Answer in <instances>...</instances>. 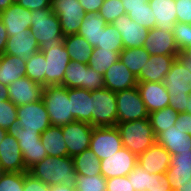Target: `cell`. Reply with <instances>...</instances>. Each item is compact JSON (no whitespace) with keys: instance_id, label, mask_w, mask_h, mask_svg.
Segmentation results:
<instances>
[{"instance_id":"6da1fadb","label":"cell","mask_w":191,"mask_h":191,"mask_svg":"<svg viewBox=\"0 0 191 191\" xmlns=\"http://www.w3.org/2000/svg\"><path fill=\"white\" fill-rule=\"evenodd\" d=\"M28 172L49 186L62 184L74 187L78 175L75 171L73 158L70 156H46L31 167Z\"/></svg>"},{"instance_id":"7a4b0ae2","label":"cell","mask_w":191,"mask_h":191,"mask_svg":"<svg viewBox=\"0 0 191 191\" xmlns=\"http://www.w3.org/2000/svg\"><path fill=\"white\" fill-rule=\"evenodd\" d=\"M31 33L39 44V51H48L63 42L58 16L52 8L32 10Z\"/></svg>"},{"instance_id":"3957f363","label":"cell","mask_w":191,"mask_h":191,"mask_svg":"<svg viewBox=\"0 0 191 191\" xmlns=\"http://www.w3.org/2000/svg\"><path fill=\"white\" fill-rule=\"evenodd\" d=\"M169 93V106L178 113L186 111L191 94V66L183 65L177 58L164 78Z\"/></svg>"},{"instance_id":"277c9868","label":"cell","mask_w":191,"mask_h":191,"mask_svg":"<svg viewBox=\"0 0 191 191\" xmlns=\"http://www.w3.org/2000/svg\"><path fill=\"white\" fill-rule=\"evenodd\" d=\"M116 128L119 130L123 147L137 156L156 143V136L149 118L117 122Z\"/></svg>"},{"instance_id":"5b68a950","label":"cell","mask_w":191,"mask_h":191,"mask_svg":"<svg viewBox=\"0 0 191 191\" xmlns=\"http://www.w3.org/2000/svg\"><path fill=\"white\" fill-rule=\"evenodd\" d=\"M42 100L52 126L63 127L72 123L73 119L68 97V88L62 85L44 86Z\"/></svg>"},{"instance_id":"8992f818","label":"cell","mask_w":191,"mask_h":191,"mask_svg":"<svg viewBox=\"0 0 191 191\" xmlns=\"http://www.w3.org/2000/svg\"><path fill=\"white\" fill-rule=\"evenodd\" d=\"M7 133L18 141L27 170L47 156V152L41 143V133L25 130L18 119L10 125Z\"/></svg>"},{"instance_id":"52a82bcc","label":"cell","mask_w":191,"mask_h":191,"mask_svg":"<svg viewBox=\"0 0 191 191\" xmlns=\"http://www.w3.org/2000/svg\"><path fill=\"white\" fill-rule=\"evenodd\" d=\"M93 127L116 126L118 122L116 93L103 88L91 91Z\"/></svg>"},{"instance_id":"ba28073f","label":"cell","mask_w":191,"mask_h":191,"mask_svg":"<svg viewBox=\"0 0 191 191\" xmlns=\"http://www.w3.org/2000/svg\"><path fill=\"white\" fill-rule=\"evenodd\" d=\"M116 104L118 122H131L149 117L137 86L116 92Z\"/></svg>"},{"instance_id":"9c48e42d","label":"cell","mask_w":191,"mask_h":191,"mask_svg":"<svg viewBox=\"0 0 191 191\" xmlns=\"http://www.w3.org/2000/svg\"><path fill=\"white\" fill-rule=\"evenodd\" d=\"M123 148L116 126L93 127L90 150L99 160L107 159Z\"/></svg>"},{"instance_id":"30bf717a","label":"cell","mask_w":191,"mask_h":191,"mask_svg":"<svg viewBox=\"0 0 191 191\" xmlns=\"http://www.w3.org/2000/svg\"><path fill=\"white\" fill-rule=\"evenodd\" d=\"M52 11L58 16L64 36L77 34L86 14L78 0H52Z\"/></svg>"},{"instance_id":"8fae6325","label":"cell","mask_w":191,"mask_h":191,"mask_svg":"<svg viewBox=\"0 0 191 191\" xmlns=\"http://www.w3.org/2000/svg\"><path fill=\"white\" fill-rule=\"evenodd\" d=\"M17 119L27 131L43 133L51 126L49 114L42 99L17 107Z\"/></svg>"},{"instance_id":"7c38bea8","label":"cell","mask_w":191,"mask_h":191,"mask_svg":"<svg viewBox=\"0 0 191 191\" xmlns=\"http://www.w3.org/2000/svg\"><path fill=\"white\" fill-rule=\"evenodd\" d=\"M93 126L86 122L74 121L62 127L68 156L74 157L90 148Z\"/></svg>"},{"instance_id":"4fadbf2b","label":"cell","mask_w":191,"mask_h":191,"mask_svg":"<svg viewBox=\"0 0 191 191\" xmlns=\"http://www.w3.org/2000/svg\"><path fill=\"white\" fill-rule=\"evenodd\" d=\"M43 52L46 59L45 86L62 85L65 70L71 61L64 43Z\"/></svg>"},{"instance_id":"5bb4252c","label":"cell","mask_w":191,"mask_h":191,"mask_svg":"<svg viewBox=\"0 0 191 191\" xmlns=\"http://www.w3.org/2000/svg\"><path fill=\"white\" fill-rule=\"evenodd\" d=\"M101 175L106 178L127 176L138 164V156L122 148L107 159L100 160Z\"/></svg>"},{"instance_id":"9a60e30c","label":"cell","mask_w":191,"mask_h":191,"mask_svg":"<svg viewBox=\"0 0 191 191\" xmlns=\"http://www.w3.org/2000/svg\"><path fill=\"white\" fill-rule=\"evenodd\" d=\"M43 86L28 77H22L8 85L9 100L17 107L42 99Z\"/></svg>"},{"instance_id":"2e32d148","label":"cell","mask_w":191,"mask_h":191,"mask_svg":"<svg viewBox=\"0 0 191 191\" xmlns=\"http://www.w3.org/2000/svg\"><path fill=\"white\" fill-rule=\"evenodd\" d=\"M121 33L124 48L143 47L149 30L138 25L127 14H123L112 23Z\"/></svg>"},{"instance_id":"e0dca14e","label":"cell","mask_w":191,"mask_h":191,"mask_svg":"<svg viewBox=\"0 0 191 191\" xmlns=\"http://www.w3.org/2000/svg\"><path fill=\"white\" fill-rule=\"evenodd\" d=\"M143 48L150 55H179L173 32L160 28L149 29Z\"/></svg>"},{"instance_id":"ac0fdd59","label":"cell","mask_w":191,"mask_h":191,"mask_svg":"<svg viewBox=\"0 0 191 191\" xmlns=\"http://www.w3.org/2000/svg\"><path fill=\"white\" fill-rule=\"evenodd\" d=\"M0 167L4 172H28L15 137L5 135L0 142Z\"/></svg>"},{"instance_id":"d6986e66","label":"cell","mask_w":191,"mask_h":191,"mask_svg":"<svg viewBox=\"0 0 191 191\" xmlns=\"http://www.w3.org/2000/svg\"><path fill=\"white\" fill-rule=\"evenodd\" d=\"M137 89L148 113L169 106V93L163 82H138Z\"/></svg>"},{"instance_id":"ffe728a7","label":"cell","mask_w":191,"mask_h":191,"mask_svg":"<svg viewBox=\"0 0 191 191\" xmlns=\"http://www.w3.org/2000/svg\"><path fill=\"white\" fill-rule=\"evenodd\" d=\"M171 154L155 143L138 156V165L149 174H165L171 164Z\"/></svg>"},{"instance_id":"44dd1931","label":"cell","mask_w":191,"mask_h":191,"mask_svg":"<svg viewBox=\"0 0 191 191\" xmlns=\"http://www.w3.org/2000/svg\"><path fill=\"white\" fill-rule=\"evenodd\" d=\"M8 36H15L19 33H25V30L31 28V11L23 8L18 3H13L7 9L0 13Z\"/></svg>"},{"instance_id":"7402d4cb","label":"cell","mask_w":191,"mask_h":191,"mask_svg":"<svg viewBox=\"0 0 191 191\" xmlns=\"http://www.w3.org/2000/svg\"><path fill=\"white\" fill-rule=\"evenodd\" d=\"M127 176L135 191H169L172 189L166 174H149L138 164Z\"/></svg>"},{"instance_id":"603a6c76","label":"cell","mask_w":191,"mask_h":191,"mask_svg":"<svg viewBox=\"0 0 191 191\" xmlns=\"http://www.w3.org/2000/svg\"><path fill=\"white\" fill-rule=\"evenodd\" d=\"M103 78L105 83L104 88L115 93L134 88L138 84L136 75L119 60L106 70Z\"/></svg>"},{"instance_id":"cb8c5ba5","label":"cell","mask_w":191,"mask_h":191,"mask_svg":"<svg viewBox=\"0 0 191 191\" xmlns=\"http://www.w3.org/2000/svg\"><path fill=\"white\" fill-rule=\"evenodd\" d=\"M178 55H150L137 76L138 82H163Z\"/></svg>"},{"instance_id":"d4e9b609","label":"cell","mask_w":191,"mask_h":191,"mask_svg":"<svg viewBox=\"0 0 191 191\" xmlns=\"http://www.w3.org/2000/svg\"><path fill=\"white\" fill-rule=\"evenodd\" d=\"M156 143L163 146L171 155L191 152V135L175 125L161 132L156 137Z\"/></svg>"},{"instance_id":"484cf974","label":"cell","mask_w":191,"mask_h":191,"mask_svg":"<svg viewBox=\"0 0 191 191\" xmlns=\"http://www.w3.org/2000/svg\"><path fill=\"white\" fill-rule=\"evenodd\" d=\"M39 51V44L31 33V29L25 33L9 36L3 54L18 56L27 62L32 55Z\"/></svg>"},{"instance_id":"4316f807","label":"cell","mask_w":191,"mask_h":191,"mask_svg":"<svg viewBox=\"0 0 191 191\" xmlns=\"http://www.w3.org/2000/svg\"><path fill=\"white\" fill-rule=\"evenodd\" d=\"M71 113L75 121L92 122V94L81 88H68Z\"/></svg>"},{"instance_id":"83f0119b","label":"cell","mask_w":191,"mask_h":191,"mask_svg":"<svg viewBox=\"0 0 191 191\" xmlns=\"http://www.w3.org/2000/svg\"><path fill=\"white\" fill-rule=\"evenodd\" d=\"M149 5L156 17L155 27L173 32L177 23L175 0H149Z\"/></svg>"},{"instance_id":"f1b7e54d","label":"cell","mask_w":191,"mask_h":191,"mask_svg":"<svg viewBox=\"0 0 191 191\" xmlns=\"http://www.w3.org/2000/svg\"><path fill=\"white\" fill-rule=\"evenodd\" d=\"M165 174L174 190L175 183L191 182V152L172 155L170 167Z\"/></svg>"},{"instance_id":"f546056e","label":"cell","mask_w":191,"mask_h":191,"mask_svg":"<svg viewBox=\"0 0 191 191\" xmlns=\"http://www.w3.org/2000/svg\"><path fill=\"white\" fill-rule=\"evenodd\" d=\"M22 77H26V62L18 56L0 55V83L8 86Z\"/></svg>"},{"instance_id":"4dcf8cb0","label":"cell","mask_w":191,"mask_h":191,"mask_svg":"<svg viewBox=\"0 0 191 191\" xmlns=\"http://www.w3.org/2000/svg\"><path fill=\"white\" fill-rule=\"evenodd\" d=\"M107 22L95 12H87L81 22L78 35L85 38L92 48L100 44L101 31H104Z\"/></svg>"},{"instance_id":"1f68e13d","label":"cell","mask_w":191,"mask_h":191,"mask_svg":"<svg viewBox=\"0 0 191 191\" xmlns=\"http://www.w3.org/2000/svg\"><path fill=\"white\" fill-rule=\"evenodd\" d=\"M47 156L65 157L68 156V150L63 138L62 127L50 126L40 135Z\"/></svg>"},{"instance_id":"d6a6232c","label":"cell","mask_w":191,"mask_h":191,"mask_svg":"<svg viewBox=\"0 0 191 191\" xmlns=\"http://www.w3.org/2000/svg\"><path fill=\"white\" fill-rule=\"evenodd\" d=\"M63 43L71 61L88 64L93 48L84 37L78 34L67 35L64 36Z\"/></svg>"},{"instance_id":"836d02e7","label":"cell","mask_w":191,"mask_h":191,"mask_svg":"<svg viewBox=\"0 0 191 191\" xmlns=\"http://www.w3.org/2000/svg\"><path fill=\"white\" fill-rule=\"evenodd\" d=\"M75 171L78 175L88 177L101 175L100 160L90 150H84L81 154L73 157Z\"/></svg>"},{"instance_id":"e575fe53","label":"cell","mask_w":191,"mask_h":191,"mask_svg":"<svg viewBox=\"0 0 191 191\" xmlns=\"http://www.w3.org/2000/svg\"><path fill=\"white\" fill-rule=\"evenodd\" d=\"M150 54L143 47L124 48L119 55V61L136 75H139L142 67L148 62Z\"/></svg>"},{"instance_id":"d590c367","label":"cell","mask_w":191,"mask_h":191,"mask_svg":"<svg viewBox=\"0 0 191 191\" xmlns=\"http://www.w3.org/2000/svg\"><path fill=\"white\" fill-rule=\"evenodd\" d=\"M87 64L70 61L65 70L62 86L86 89Z\"/></svg>"},{"instance_id":"8d00e7d4","label":"cell","mask_w":191,"mask_h":191,"mask_svg":"<svg viewBox=\"0 0 191 191\" xmlns=\"http://www.w3.org/2000/svg\"><path fill=\"white\" fill-rule=\"evenodd\" d=\"M179 113L171 106H166L161 110L154 111L149 114V120L153 128L154 134L157 137L161 132L174 126Z\"/></svg>"},{"instance_id":"74e56055","label":"cell","mask_w":191,"mask_h":191,"mask_svg":"<svg viewBox=\"0 0 191 191\" xmlns=\"http://www.w3.org/2000/svg\"><path fill=\"white\" fill-rule=\"evenodd\" d=\"M119 55L120 52L94 47L88 66L99 74L104 75L106 70L119 60Z\"/></svg>"},{"instance_id":"f35d334b","label":"cell","mask_w":191,"mask_h":191,"mask_svg":"<svg viewBox=\"0 0 191 191\" xmlns=\"http://www.w3.org/2000/svg\"><path fill=\"white\" fill-rule=\"evenodd\" d=\"M46 59L41 51H37L26 62V77L45 86Z\"/></svg>"},{"instance_id":"ab89813d","label":"cell","mask_w":191,"mask_h":191,"mask_svg":"<svg viewBox=\"0 0 191 191\" xmlns=\"http://www.w3.org/2000/svg\"><path fill=\"white\" fill-rule=\"evenodd\" d=\"M100 49L121 52L124 49L121 33L112 24H107L104 31H101Z\"/></svg>"},{"instance_id":"60d3db41","label":"cell","mask_w":191,"mask_h":191,"mask_svg":"<svg viewBox=\"0 0 191 191\" xmlns=\"http://www.w3.org/2000/svg\"><path fill=\"white\" fill-rule=\"evenodd\" d=\"M74 188L76 191H106V178L102 175H77Z\"/></svg>"},{"instance_id":"b9f144b4","label":"cell","mask_w":191,"mask_h":191,"mask_svg":"<svg viewBox=\"0 0 191 191\" xmlns=\"http://www.w3.org/2000/svg\"><path fill=\"white\" fill-rule=\"evenodd\" d=\"M98 14L107 22V24H111L118 17L126 14V11L121 0H104Z\"/></svg>"},{"instance_id":"7bdbcfd3","label":"cell","mask_w":191,"mask_h":191,"mask_svg":"<svg viewBox=\"0 0 191 191\" xmlns=\"http://www.w3.org/2000/svg\"><path fill=\"white\" fill-rule=\"evenodd\" d=\"M24 172H4L0 177V191H23Z\"/></svg>"},{"instance_id":"ee69618b","label":"cell","mask_w":191,"mask_h":191,"mask_svg":"<svg viewBox=\"0 0 191 191\" xmlns=\"http://www.w3.org/2000/svg\"><path fill=\"white\" fill-rule=\"evenodd\" d=\"M149 3H147V8L139 9V10H132L128 13V17L133 19L138 25L149 29L155 28L156 17L153 15Z\"/></svg>"},{"instance_id":"f6af8a7d","label":"cell","mask_w":191,"mask_h":191,"mask_svg":"<svg viewBox=\"0 0 191 191\" xmlns=\"http://www.w3.org/2000/svg\"><path fill=\"white\" fill-rule=\"evenodd\" d=\"M17 120V106L9 99L0 102V127L8 129Z\"/></svg>"},{"instance_id":"bcb514c9","label":"cell","mask_w":191,"mask_h":191,"mask_svg":"<svg viewBox=\"0 0 191 191\" xmlns=\"http://www.w3.org/2000/svg\"><path fill=\"white\" fill-rule=\"evenodd\" d=\"M173 35L181 52L184 48L191 45V24L177 22L173 29Z\"/></svg>"},{"instance_id":"7dc6e473","label":"cell","mask_w":191,"mask_h":191,"mask_svg":"<svg viewBox=\"0 0 191 191\" xmlns=\"http://www.w3.org/2000/svg\"><path fill=\"white\" fill-rule=\"evenodd\" d=\"M106 191H135L128 176L106 179Z\"/></svg>"},{"instance_id":"c3c4849f","label":"cell","mask_w":191,"mask_h":191,"mask_svg":"<svg viewBox=\"0 0 191 191\" xmlns=\"http://www.w3.org/2000/svg\"><path fill=\"white\" fill-rule=\"evenodd\" d=\"M105 87L103 75L91 69L87 64L86 90L95 91Z\"/></svg>"},{"instance_id":"681fc988","label":"cell","mask_w":191,"mask_h":191,"mask_svg":"<svg viewBox=\"0 0 191 191\" xmlns=\"http://www.w3.org/2000/svg\"><path fill=\"white\" fill-rule=\"evenodd\" d=\"M23 191H50V186L35 178L29 172H24Z\"/></svg>"},{"instance_id":"f907efd6","label":"cell","mask_w":191,"mask_h":191,"mask_svg":"<svg viewBox=\"0 0 191 191\" xmlns=\"http://www.w3.org/2000/svg\"><path fill=\"white\" fill-rule=\"evenodd\" d=\"M177 22L191 24V0H175Z\"/></svg>"},{"instance_id":"816d5d0a","label":"cell","mask_w":191,"mask_h":191,"mask_svg":"<svg viewBox=\"0 0 191 191\" xmlns=\"http://www.w3.org/2000/svg\"><path fill=\"white\" fill-rule=\"evenodd\" d=\"M18 4L30 11L52 8V0H20Z\"/></svg>"},{"instance_id":"f5cc1de1","label":"cell","mask_w":191,"mask_h":191,"mask_svg":"<svg viewBox=\"0 0 191 191\" xmlns=\"http://www.w3.org/2000/svg\"><path fill=\"white\" fill-rule=\"evenodd\" d=\"M176 128L185 131L191 135V113H179L176 123L174 124Z\"/></svg>"},{"instance_id":"db71d44e","label":"cell","mask_w":191,"mask_h":191,"mask_svg":"<svg viewBox=\"0 0 191 191\" xmlns=\"http://www.w3.org/2000/svg\"><path fill=\"white\" fill-rule=\"evenodd\" d=\"M126 14L130 13L132 10H139L147 8V3L149 0H121Z\"/></svg>"},{"instance_id":"11a10c76","label":"cell","mask_w":191,"mask_h":191,"mask_svg":"<svg viewBox=\"0 0 191 191\" xmlns=\"http://www.w3.org/2000/svg\"><path fill=\"white\" fill-rule=\"evenodd\" d=\"M84 11L99 13L104 0H78Z\"/></svg>"},{"instance_id":"9f6ffc18","label":"cell","mask_w":191,"mask_h":191,"mask_svg":"<svg viewBox=\"0 0 191 191\" xmlns=\"http://www.w3.org/2000/svg\"><path fill=\"white\" fill-rule=\"evenodd\" d=\"M177 59L183 64V65H190L191 66V45L184 48L179 55L177 56Z\"/></svg>"},{"instance_id":"6f0895ef","label":"cell","mask_w":191,"mask_h":191,"mask_svg":"<svg viewBox=\"0 0 191 191\" xmlns=\"http://www.w3.org/2000/svg\"><path fill=\"white\" fill-rule=\"evenodd\" d=\"M8 37L9 36L7 34L6 28L0 19V55H2L5 51Z\"/></svg>"},{"instance_id":"680465c9","label":"cell","mask_w":191,"mask_h":191,"mask_svg":"<svg viewBox=\"0 0 191 191\" xmlns=\"http://www.w3.org/2000/svg\"><path fill=\"white\" fill-rule=\"evenodd\" d=\"M50 191H76V190L74 187L58 184L50 186Z\"/></svg>"},{"instance_id":"91938a15","label":"cell","mask_w":191,"mask_h":191,"mask_svg":"<svg viewBox=\"0 0 191 191\" xmlns=\"http://www.w3.org/2000/svg\"><path fill=\"white\" fill-rule=\"evenodd\" d=\"M176 191H191V182L175 183Z\"/></svg>"},{"instance_id":"94428289","label":"cell","mask_w":191,"mask_h":191,"mask_svg":"<svg viewBox=\"0 0 191 191\" xmlns=\"http://www.w3.org/2000/svg\"><path fill=\"white\" fill-rule=\"evenodd\" d=\"M8 86L0 83V102L9 99Z\"/></svg>"},{"instance_id":"6125c7cd","label":"cell","mask_w":191,"mask_h":191,"mask_svg":"<svg viewBox=\"0 0 191 191\" xmlns=\"http://www.w3.org/2000/svg\"><path fill=\"white\" fill-rule=\"evenodd\" d=\"M12 0H0V13L12 5Z\"/></svg>"},{"instance_id":"be15d7a7","label":"cell","mask_w":191,"mask_h":191,"mask_svg":"<svg viewBox=\"0 0 191 191\" xmlns=\"http://www.w3.org/2000/svg\"><path fill=\"white\" fill-rule=\"evenodd\" d=\"M7 134V130L4 128L0 127V142L2 141V139L5 138V135ZM1 144V143H0Z\"/></svg>"},{"instance_id":"e7e4bbea","label":"cell","mask_w":191,"mask_h":191,"mask_svg":"<svg viewBox=\"0 0 191 191\" xmlns=\"http://www.w3.org/2000/svg\"><path fill=\"white\" fill-rule=\"evenodd\" d=\"M185 113H191V94L189 95L188 107H186Z\"/></svg>"},{"instance_id":"03108f58","label":"cell","mask_w":191,"mask_h":191,"mask_svg":"<svg viewBox=\"0 0 191 191\" xmlns=\"http://www.w3.org/2000/svg\"><path fill=\"white\" fill-rule=\"evenodd\" d=\"M3 173H4V171H3L2 168L0 167V177L2 176Z\"/></svg>"},{"instance_id":"003e7915","label":"cell","mask_w":191,"mask_h":191,"mask_svg":"<svg viewBox=\"0 0 191 191\" xmlns=\"http://www.w3.org/2000/svg\"><path fill=\"white\" fill-rule=\"evenodd\" d=\"M20 0H12L13 3H18Z\"/></svg>"}]
</instances>
